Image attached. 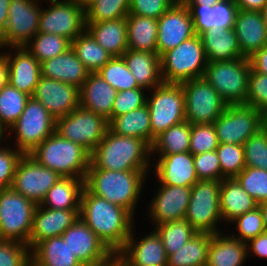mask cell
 I'll use <instances>...</instances> for the list:
<instances>
[{
	"instance_id": "61",
	"label": "cell",
	"mask_w": 267,
	"mask_h": 266,
	"mask_svg": "<svg viewBox=\"0 0 267 266\" xmlns=\"http://www.w3.org/2000/svg\"><path fill=\"white\" fill-rule=\"evenodd\" d=\"M11 0H0V37L4 34Z\"/></svg>"
},
{
	"instance_id": "38",
	"label": "cell",
	"mask_w": 267,
	"mask_h": 266,
	"mask_svg": "<svg viewBox=\"0 0 267 266\" xmlns=\"http://www.w3.org/2000/svg\"><path fill=\"white\" fill-rule=\"evenodd\" d=\"M31 254L45 266H83L73 255L67 241L62 236L52 237L39 242Z\"/></svg>"
},
{
	"instance_id": "7",
	"label": "cell",
	"mask_w": 267,
	"mask_h": 266,
	"mask_svg": "<svg viewBox=\"0 0 267 266\" xmlns=\"http://www.w3.org/2000/svg\"><path fill=\"white\" fill-rule=\"evenodd\" d=\"M37 205L12 187L0 189V240H13L29 246Z\"/></svg>"
},
{
	"instance_id": "35",
	"label": "cell",
	"mask_w": 267,
	"mask_h": 266,
	"mask_svg": "<svg viewBox=\"0 0 267 266\" xmlns=\"http://www.w3.org/2000/svg\"><path fill=\"white\" fill-rule=\"evenodd\" d=\"M126 22L128 49L157 52L158 21L156 19L128 14Z\"/></svg>"
},
{
	"instance_id": "32",
	"label": "cell",
	"mask_w": 267,
	"mask_h": 266,
	"mask_svg": "<svg viewBox=\"0 0 267 266\" xmlns=\"http://www.w3.org/2000/svg\"><path fill=\"white\" fill-rule=\"evenodd\" d=\"M86 31L113 57L128 50L126 18L86 23Z\"/></svg>"
},
{
	"instance_id": "34",
	"label": "cell",
	"mask_w": 267,
	"mask_h": 266,
	"mask_svg": "<svg viewBox=\"0 0 267 266\" xmlns=\"http://www.w3.org/2000/svg\"><path fill=\"white\" fill-rule=\"evenodd\" d=\"M84 179L61 177L49 190L40 206L48 209H80Z\"/></svg>"
},
{
	"instance_id": "48",
	"label": "cell",
	"mask_w": 267,
	"mask_h": 266,
	"mask_svg": "<svg viewBox=\"0 0 267 266\" xmlns=\"http://www.w3.org/2000/svg\"><path fill=\"white\" fill-rule=\"evenodd\" d=\"M245 166L267 170V132L261 128L244 144Z\"/></svg>"
},
{
	"instance_id": "24",
	"label": "cell",
	"mask_w": 267,
	"mask_h": 266,
	"mask_svg": "<svg viewBox=\"0 0 267 266\" xmlns=\"http://www.w3.org/2000/svg\"><path fill=\"white\" fill-rule=\"evenodd\" d=\"M80 209L55 210L37 205L29 247L32 250L39 242L61 236L78 218Z\"/></svg>"
},
{
	"instance_id": "57",
	"label": "cell",
	"mask_w": 267,
	"mask_h": 266,
	"mask_svg": "<svg viewBox=\"0 0 267 266\" xmlns=\"http://www.w3.org/2000/svg\"><path fill=\"white\" fill-rule=\"evenodd\" d=\"M247 252L248 257L255 255L258 258L267 259V231L247 242Z\"/></svg>"
},
{
	"instance_id": "26",
	"label": "cell",
	"mask_w": 267,
	"mask_h": 266,
	"mask_svg": "<svg viewBox=\"0 0 267 266\" xmlns=\"http://www.w3.org/2000/svg\"><path fill=\"white\" fill-rule=\"evenodd\" d=\"M186 7L190 11L196 35L200 36L212 28H234L238 10L235 0H221L213 6L203 4L186 5Z\"/></svg>"
},
{
	"instance_id": "21",
	"label": "cell",
	"mask_w": 267,
	"mask_h": 266,
	"mask_svg": "<svg viewBox=\"0 0 267 266\" xmlns=\"http://www.w3.org/2000/svg\"><path fill=\"white\" fill-rule=\"evenodd\" d=\"M31 97L39 101L55 119L66 116L80 106L78 87L43 76Z\"/></svg>"
},
{
	"instance_id": "5",
	"label": "cell",
	"mask_w": 267,
	"mask_h": 266,
	"mask_svg": "<svg viewBox=\"0 0 267 266\" xmlns=\"http://www.w3.org/2000/svg\"><path fill=\"white\" fill-rule=\"evenodd\" d=\"M251 66L248 58L207 62L204 79L227 105L245 104Z\"/></svg>"
},
{
	"instance_id": "30",
	"label": "cell",
	"mask_w": 267,
	"mask_h": 266,
	"mask_svg": "<svg viewBox=\"0 0 267 266\" xmlns=\"http://www.w3.org/2000/svg\"><path fill=\"white\" fill-rule=\"evenodd\" d=\"M122 57L140 87L148 91L163 83L161 61L157 52L128 49Z\"/></svg>"
},
{
	"instance_id": "47",
	"label": "cell",
	"mask_w": 267,
	"mask_h": 266,
	"mask_svg": "<svg viewBox=\"0 0 267 266\" xmlns=\"http://www.w3.org/2000/svg\"><path fill=\"white\" fill-rule=\"evenodd\" d=\"M235 178L258 205L267 201V170L245 167Z\"/></svg>"
},
{
	"instance_id": "64",
	"label": "cell",
	"mask_w": 267,
	"mask_h": 266,
	"mask_svg": "<svg viewBox=\"0 0 267 266\" xmlns=\"http://www.w3.org/2000/svg\"><path fill=\"white\" fill-rule=\"evenodd\" d=\"M23 266H45L41 261H39L36 257L30 254Z\"/></svg>"
},
{
	"instance_id": "54",
	"label": "cell",
	"mask_w": 267,
	"mask_h": 266,
	"mask_svg": "<svg viewBox=\"0 0 267 266\" xmlns=\"http://www.w3.org/2000/svg\"><path fill=\"white\" fill-rule=\"evenodd\" d=\"M31 249L27 244L0 240V266H23Z\"/></svg>"
},
{
	"instance_id": "45",
	"label": "cell",
	"mask_w": 267,
	"mask_h": 266,
	"mask_svg": "<svg viewBox=\"0 0 267 266\" xmlns=\"http://www.w3.org/2000/svg\"><path fill=\"white\" fill-rule=\"evenodd\" d=\"M130 0H95L85 8V23L126 18Z\"/></svg>"
},
{
	"instance_id": "29",
	"label": "cell",
	"mask_w": 267,
	"mask_h": 266,
	"mask_svg": "<svg viewBox=\"0 0 267 266\" xmlns=\"http://www.w3.org/2000/svg\"><path fill=\"white\" fill-rule=\"evenodd\" d=\"M207 256L206 266H243L249 259L247 243L223 232L212 234Z\"/></svg>"
},
{
	"instance_id": "62",
	"label": "cell",
	"mask_w": 267,
	"mask_h": 266,
	"mask_svg": "<svg viewBox=\"0 0 267 266\" xmlns=\"http://www.w3.org/2000/svg\"><path fill=\"white\" fill-rule=\"evenodd\" d=\"M221 0H186L185 5H207V6H213L220 2Z\"/></svg>"
},
{
	"instance_id": "68",
	"label": "cell",
	"mask_w": 267,
	"mask_h": 266,
	"mask_svg": "<svg viewBox=\"0 0 267 266\" xmlns=\"http://www.w3.org/2000/svg\"><path fill=\"white\" fill-rule=\"evenodd\" d=\"M262 128L267 132V109L262 112Z\"/></svg>"
},
{
	"instance_id": "16",
	"label": "cell",
	"mask_w": 267,
	"mask_h": 266,
	"mask_svg": "<svg viewBox=\"0 0 267 266\" xmlns=\"http://www.w3.org/2000/svg\"><path fill=\"white\" fill-rule=\"evenodd\" d=\"M57 172L41 166L29 154L19 160L12 188L36 205H40L48 190L61 178Z\"/></svg>"
},
{
	"instance_id": "46",
	"label": "cell",
	"mask_w": 267,
	"mask_h": 266,
	"mask_svg": "<svg viewBox=\"0 0 267 266\" xmlns=\"http://www.w3.org/2000/svg\"><path fill=\"white\" fill-rule=\"evenodd\" d=\"M216 153L221 167V181L236 177L246 167L243 145L219 143Z\"/></svg>"
},
{
	"instance_id": "14",
	"label": "cell",
	"mask_w": 267,
	"mask_h": 266,
	"mask_svg": "<svg viewBox=\"0 0 267 266\" xmlns=\"http://www.w3.org/2000/svg\"><path fill=\"white\" fill-rule=\"evenodd\" d=\"M213 125L219 143L243 145L262 128V112L245 104L227 105Z\"/></svg>"
},
{
	"instance_id": "71",
	"label": "cell",
	"mask_w": 267,
	"mask_h": 266,
	"mask_svg": "<svg viewBox=\"0 0 267 266\" xmlns=\"http://www.w3.org/2000/svg\"><path fill=\"white\" fill-rule=\"evenodd\" d=\"M115 266H125L121 261H119Z\"/></svg>"
},
{
	"instance_id": "6",
	"label": "cell",
	"mask_w": 267,
	"mask_h": 266,
	"mask_svg": "<svg viewBox=\"0 0 267 266\" xmlns=\"http://www.w3.org/2000/svg\"><path fill=\"white\" fill-rule=\"evenodd\" d=\"M161 74L164 83H182L201 78L207 66L203 43L199 35L180 43L161 57Z\"/></svg>"
},
{
	"instance_id": "70",
	"label": "cell",
	"mask_w": 267,
	"mask_h": 266,
	"mask_svg": "<svg viewBox=\"0 0 267 266\" xmlns=\"http://www.w3.org/2000/svg\"><path fill=\"white\" fill-rule=\"evenodd\" d=\"M175 3H185L186 0H173Z\"/></svg>"
},
{
	"instance_id": "17",
	"label": "cell",
	"mask_w": 267,
	"mask_h": 266,
	"mask_svg": "<svg viewBox=\"0 0 267 266\" xmlns=\"http://www.w3.org/2000/svg\"><path fill=\"white\" fill-rule=\"evenodd\" d=\"M157 21V53L160 57L196 35L190 11L184 3H174Z\"/></svg>"
},
{
	"instance_id": "28",
	"label": "cell",
	"mask_w": 267,
	"mask_h": 266,
	"mask_svg": "<svg viewBox=\"0 0 267 266\" xmlns=\"http://www.w3.org/2000/svg\"><path fill=\"white\" fill-rule=\"evenodd\" d=\"M41 64V76L81 88L90 73L70 48Z\"/></svg>"
},
{
	"instance_id": "63",
	"label": "cell",
	"mask_w": 267,
	"mask_h": 266,
	"mask_svg": "<svg viewBox=\"0 0 267 266\" xmlns=\"http://www.w3.org/2000/svg\"><path fill=\"white\" fill-rule=\"evenodd\" d=\"M8 129L0 122V146H3L5 141L12 140L10 139L11 136L9 137ZM3 141V142H2ZM3 143V145H2Z\"/></svg>"
},
{
	"instance_id": "67",
	"label": "cell",
	"mask_w": 267,
	"mask_h": 266,
	"mask_svg": "<svg viewBox=\"0 0 267 266\" xmlns=\"http://www.w3.org/2000/svg\"><path fill=\"white\" fill-rule=\"evenodd\" d=\"M80 7L87 8L95 0H74Z\"/></svg>"
},
{
	"instance_id": "15",
	"label": "cell",
	"mask_w": 267,
	"mask_h": 266,
	"mask_svg": "<svg viewBox=\"0 0 267 266\" xmlns=\"http://www.w3.org/2000/svg\"><path fill=\"white\" fill-rule=\"evenodd\" d=\"M49 1V2H48ZM38 32L63 36L71 42L86 30L85 9L74 0H43Z\"/></svg>"
},
{
	"instance_id": "18",
	"label": "cell",
	"mask_w": 267,
	"mask_h": 266,
	"mask_svg": "<svg viewBox=\"0 0 267 266\" xmlns=\"http://www.w3.org/2000/svg\"><path fill=\"white\" fill-rule=\"evenodd\" d=\"M151 203L148 204V219L152 226L185 219L191 198V187L158 184Z\"/></svg>"
},
{
	"instance_id": "55",
	"label": "cell",
	"mask_w": 267,
	"mask_h": 266,
	"mask_svg": "<svg viewBox=\"0 0 267 266\" xmlns=\"http://www.w3.org/2000/svg\"><path fill=\"white\" fill-rule=\"evenodd\" d=\"M194 166L198 180L221 181V167L216 151L194 155Z\"/></svg>"
},
{
	"instance_id": "51",
	"label": "cell",
	"mask_w": 267,
	"mask_h": 266,
	"mask_svg": "<svg viewBox=\"0 0 267 266\" xmlns=\"http://www.w3.org/2000/svg\"><path fill=\"white\" fill-rule=\"evenodd\" d=\"M147 89L140 87L117 92L112 108V119L146 105Z\"/></svg>"
},
{
	"instance_id": "41",
	"label": "cell",
	"mask_w": 267,
	"mask_h": 266,
	"mask_svg": "<svg viewBox=\"0 0 267 266\" xmlns=\"http://www.w3.org/2000/svg\"><path fill=\"white\" fill-rule=\"evenodd\" d=\"M40 63L71 48V41L63 36L38 32L24 46Z\"/></svg>"
},
{
	"instance_id": "9",
	"label": "cell",
	"mask_w": 267,
	"mask_h": 266,
	"mask_svg": "<svg viewBox=\"0 0 267 266\" xmlns=\"http://www.w3.org/2000/svg\"><path fill=\"white\" fill-rule=\"evenodd\" d=\"M56 119L37 100L30 97L18 120L8 129L14 135V146L29 154L55 132Z\"/></svg>"
},
{
	"instance_id": "53",
	"label": "cell",
	"mask_w": 267,
	"mask_h": 266,
	"mask_svg": "<svg viewBox=\"0 0 267 266\" xmlns=\"http://www.w3.org/2000/svg\"><path fill=\"white\" fill-rule=\"evenodd\" d=\"M23 155L10 145L0 146V189L12 186L17 164Z\"/></svg>"
},
{
	"instance_id": "19",
	"label": "cell",
	"mask_w": 267,
	"mask_h": 266,
	"mask_svg": "<svg viewBox=\"0 0 267 266\" xmlns=\"http://www.w3.org/2000/svg\"><path fill=\"white\" fill-rule=\"evenodd\" d=\"M61 236L83 266L101 264L114 255L80 217Z\"/></svg>"
},
{
	"instance_id": "50",
	"label": "cell",
	"mask_w": 267,
	"mask_h": 266,
	"mask_svg": "<svg viewBox=\"0 0 267 266\" xmlns=\"http://www.w3.org/2000/svg\"><path fill=\"white\" fill-rule=\"evenodd\" d=\"M218 137L213 124H191L190 149L193 155L216 151Z\"/></svg>"
},
{
	"instance_id": "52",
	"label": "cell",
	"mask_w": 267,
	"mask_h": 266,
	"mask_svg": "<svg viewBox=\"0 0 267 266\" xmlns=\"http://www.w3.org/2000/svg\"><path fill=\"white\" fill-rule=\"evenodd\" d=\"M245 105L261 112L267 109V74L250 70Z\"/></svg>"
},
{
	"instance_id": "10",
	"label": "cell",
	"mask_w": 267,
	"mask_h": 266,
	"mask_svg": "<svg viewBox=\"0 0 267 266\" xmlns=\"http://www.w3.org/2000/svg\"><path fill=\"white\" fill-rule=\"evenodd\" d=\"M220 185L217 180H198L191 187V198L185 219L197 232L220 233Z\"/></svg>"
},
{
	"instance_id": "59",
	"label": "cell",
	"mask_w": 267,
	"mask_h": 266,
	"mask_svg": "<svg viewBox=\"0 0 267 266\" xmlns=\"http://www.w3.org/2000/svg\"><path fill=\"white\" fill-rule=\"evenodd\" d=\"M235 2L238 9L261 12L267 0H235Z\"/></svg>"
},
{
	"instance_id": "56",
	"label": "cell",
	"mask_w": 267,
	"mask_h": 266,
	"mask_svg": "<svg viewBox=\"0 0 267 266\" xmlns=\"http://www.w3.org/2000/svg\"><path fill=\"white\" fill-rule=\"evenodd\" d=\"M175 2L173 0H130L129 14L159 19Z\"/></svg>"
},
{
	"instance_id": "33",
	"label": "cell",
	"mask_w": 267,
	"mask_h": 266,
	"mask_svg": "<svg viewBox=\"0 0 267 266\" xmlns=\"http://www.w3.org/2000/svg\"><path fill=\"white\" fill-rule=\"evenodd\" d=\"M207 62L242 58L234 28H212L200 35Z\"/></svg>"
},
{
	"instance_id": "66",
	"label": "cell",
	"mask_w": 267,
	"mask_h": 266,
	"mask_svg": "<svg viewBox=\"0 0 267 266\" xmlns=\"http://www.w3.org/2000/svg\"><path fill=\"white\" fill-rule=\"evenodd\" d=\"M119 257L117 254H114L110 259L107 261L98 264V265H93V266H115L119 262Z\"/></svg>"
},
{
	"instance_id": "13",
	"label": "cell",
	"mask_w": 267,
	"mask_h": 266,
	"mask_svg": "<svg viewBox=\"0 0 267 266\" xmlns=\"http://www.w3.org/2000/svg\"><path fill=\"white\" fill-rule=\"evenodd\" d=\"M39 0H11L4 34L0 37V50L24 47L39 29L42 11Z\"/></svg>"
},
{
	"instance_id": "40",
	"label": "cell",
	"mask_w": 267,
	"mask_h": 266,
	"mask_svg": "<svg viewBox=\"0 0 267 266\" xmlns=\"http://www.w3.org/2000/svg\"><path fill=\"white\" fill-rule=\"evenodd\" d=\"M191 124L186 120L171 126L155 137L151 154H177L190 149Z\"/></svg>"
},
{
	"instance_id": "27",
	"label": "cell",
	"mask_w": 267,
	"mask_h": 266,
	"mask_svg": "<svg viewBox=\"0 0 267 266\" xmlns=\"http://www.w3.org/2000/svg\"><path fill=\"white\" fill-rule=\"evenodd\" d=\"M117 91L98 73H89L80 88V107L112 120V108Z\"/></svg>"
},
{
	"instance_id": "2",
	"label": "cell",
	"mask_w": 267,
	"mask_h": 266,
	"mask_svg": "<svg viewBox=\"0 0 267 266\" xmlns=\"http://www.w3.org/2000/svg\"><path fill=\"white\" fill-rule=\"evenodd\" d=\"M151 146L142 138L122 136L107 129L90 154L88 169L146 171L152 169Z\"/></svg>"
},
{
	"instance_id": "11",
	"label": "cell",
	"mask_w": 267,
	"mask_h": 266,
	"mask_svg": "<svg viewBox=\"0 0 267 266\" xmlns=\"http://www.w3.org/2000/svg\"><path fill=\"white\" fill-rule=\"evenodd\" d=\"M108 128V120L103 116L79 106L66 116L56 119L55 131L63 138L81 145L91 154Z\"/></svg>"
},
{
	"instance_id": "69",
	"label": "cell",
	"mask_w": 267,
	"mask_h": 266,
	"mask_svg": "<svg viewBox=\"0 0 267 266\" xmlns=\"http://www.w3.org/2000/svg\"><path fill=\"white\" fill-rule=\"evenodd\" d=\"M262 16L264 18V22L267 25V2L265 4V6L263 7V9L261 10Z\"/></svg>"
},
{
	"instance_id": "49",
	"label": "cell",
	"mask_w": 267,
	"mask_h": 266,
	"mask_svg": "<svg viewBox=\"0 0 267 266\" xmlns=\"http://www.w3.org/2000/svg\"><path fill=\"white\" fill-rule=\"evenodd\" d=\"M236 225V230L238 233H232V237L242 241L248 242L250 239L258 236L265 232V227L262 219V214L259 207L254 210L244 213L236 217L230 224Z\"/></svg>"
},
{
	"instance_id": "4",
	"label": "cell",
	"mask_w": 267,
	"mask_h": 266,
	"mask_svg": "<svg viewBox=\"0 0 267 266\" xmlns=\"http://www.w3.org/2000/svg\"><path fill=\"white\" fill-rule=\"evenodd\" d=\"M29 155L41 166L50 168L62 177L85 179L90 166V153L81 145L63 138L56 131Z\"/></svg>"
},
{
	"instance_id": "23",
	"label": "cell",
	"mask_w": 267,
	"mask_h": 266,
	"mask_svg": "<svg viewBox=\"0 0 267 266\" xmlns=\"http://www.w3.org/2000/svg\"><path fill=\"white\" fill-rule=\"evenodd\" d=\"M6 49H3L5 50L3 53L6 55L9 66L8 83L32 96L41 77L40 62L25 47Z\"/></svg>"
},
{
	"instance_id": "42",
	"label": "cell",
	"mask_w": 267,
	"mask_h": 266,
	"mask_svg": "<svg viewBox=\"0 0 267 266\" xmlns=\"http://www.w3.org/2000/svg\"><path fill=\"white\" fill-rule=\"evenodd\" d=\"M154 230L160 236L167 256L198 233L186 219L158 224Z\"/></svg>"
},
{
	"instance_id": "22",
	"label": "cell",
	"mask_w": 267,
	"mask_h": 266,
	"mask_svg": "<svg viewBox=\"0 0 267 266\" xmlns=\"http://www.w3.org/2000/svg\"><path fill=\"white\" fill-rule=\"evenodd\" d=\"M152 156L154 157L152 158ZM155 157V164L152 163L153 170L151 171L156 176L157 183L192 187L198 182L194 155L189 151L177 154H151L152 160Z\"/></svg>"
},
{
	"instance_id": "60",
	"label": "cell",
	"mask_w": 267,
	"mask_h": 266,
	"mask_svg": "<svg viewBox=\"0 0 267 266\" xmlns=\"http://www.w3.org/2000/svg\"><path fill=\"white\" fill-rule=\"evenodd\" d=\"M9 66L6 55L0 52V89L8 83Z\"/></svg>"
},
{
	"instance_id": "31",
	"label": "cell",
	"mask_w": 267,
	"mask_h": 266,
	"mask_svg": "<svg viewBox=\"0 0 267 266\" xmlns=\"http://www.w3.org/2000/svg\"><path fill=\"white\" fill-rule=\"evenodd\" d=\"M222 222L228 224L236 217L258 207L256 201L242 188L236 178H224L220 185Z\"/></svg>"
},
{
	"instance_id": "12",
	"label": "cell",
	"mask_w": 267,
	"mask_h": 266,
	"mask_svg": "<svg viewBox=\"0 0 267 266\" xmlns=\"http://www.w3.org/2000/svg\"><path fill=\"white\" fill-rule=\"evenodd\" d=\"M185 97V120L190 124H213L227 104L204 77L181 83Z\"/></svg>"
},
{
	"instance_id": "37",
	"label": "cell",
	"mask_w": 267,
	"mask_h": 266,
	"mask_svg": "<svg viewBox=\"0 0 267 266\" xmlns=\"http://www.w3.org/2000/svg\"><path fill=\"white\" fill-rule=\"evenodd\" d=\"M212 233L198 232L168 256L167 266H206Z\"/></svg>"
},
{
	"instance_id": "44",
	"label": "cell",
	"mask_w": 267,
	"mask_h": 266,
	"mask_svg": "<svg viewBox=\"0 0 267 266\" xmlns=\"http://www.w3.org/2000/svg\"><path fill=\"white\" fill-rule=\"evenodd\" d=\"M97 73L117 92L140 88L122 56L112 57Z\"/></svg>"
},
{
	"instance_id": "3",
	"label": "cell",
	"mask_w": 267,
	"mask_h": 266,
	"mask_svg": "<svg viewBox=\"0 0 267 266\" xmlns=\"http://www.w3.org/2000/svg\"><path fill=\"white\" fill-rule=\"evenodd\" d=\"M147 176L150 175L146 171L88 169L84 187L95 196L127 209L135 217Z\"/></svg>"
},
{
	"instance_id": "1",
	"label": "cell",
	"mask_w": 267,
	"mask_h": 266,
	"mask_svg": "<svg viewBox=\"0 0 267 266\" xmlns=\"http://www.w3.org/2000/svg\"><path fill=\"white\" fill-rule=\"evenodd\" d=\"M79 217L113 254L124 247L135 224L127 209L95 196L85 187Z\"/></svg>"
},
{
	"instance_id": "43",
	"label": "cell",
	"mask_w": 267,
	"mask_h": 266,
	"mask_svg": "<svg viewBox=\"0 0 267 266\" xmlns=\"http://www.w3.org/2000/svg\"><path fill=\"white\" fill-rule=\"evenodd\" d=\"M30 97L9 83L0 89V122L7 129L18 120Z\"/></svg>"
},
{
	"instance_id": "20",
	"label": "cell",
	"mask_w": 267,
	"mask_h": 266,
	"mask_svg": "<svg viewBox=\"0 0 267 266\" xmlns=\"http://www.w3.org/2000/svg\"><path fill=\"white\" fill-rule=\"evenodd\" d=\"M134 229L135 226L124 247L117 253L119 260L125 266H167L168 256L157 232L151 230L143 237L141 234L136 237Z\"/></svg>"
},
{
	"instance_id": "36",
	"label": "cell",
	"mask_w": 267,
	"mask_h": 266,
	"mask_svg": "<svg viewBox=\"0 0 267 266\" xmlns=\"http://www.w3.org/2000/svg\"><path fill=\"white\" fill-rule=\"evenodd\" d=\"M108 126L112 132L118 135L142 138L150 146L152 144L150 112L147 105L114 117Z\"/></svg>"
},
{
	"instance_id": "65",
	"label": "cell",
	"mask_w": 267,
	"mask_h": 266,
	"mask_svg": "<svg viewBox=\"0 0 267 266\" xmlns=\"http://www.w3.org/2000/svg\"><path fill=\"white\" fill-rule=\"evenodd\" d=\"M258 207L262 214L265 231H267V201L259 204Z\"/></svg>"
},
{
	"instance_id": "8",
	"label": "cell",
	"mask_w": 267,
	"mask_h": 266,
	"mask_svg": "<svg viewBox=\"0 0 267 266\" xmlns=\"http://www.w3.org/2000/svg\"><path fill=\"white\" fill-rule=\"evenodd\" d=\"M151 92V93H150ZM152 143L156 136L185 121V97L181 83H162L147 92Z\"/></svg>"
},
{
	"instance_id": "58",
	"label": "cell",
	"mask_w": 267,
	"mask_h": 266,
	"mask_svg": "<svg viewBox=\"0 0 267 266\" xmlns=\"http://www.w3.org/2000/svg\"><path fill=\"white\" fill-rule=\"evenodd\" d=\"M248 59L252 70L261 74H267V45L259 49Z\"/></svg>"
},
{
	"instance_id": "39",
	"label": "cell",
	"mask_w": 267,
	"mask_h": 266,
	"mask_svg": "<svg viewBox=\"0 0 267 266\" xmlns=\"http://www.w3.org/2000/svg\"><path fill=\"white\" fill-rule=\"evenodd\" d=\"M71 49L90 73L99 71L113 57L86 30L71 42Z\"/></svg>"
},
{
	"instance_id": "25",
	"label": "cell",
	"mask_w": 267,
	"mask_h": 266,
	"mask_svg": "<svg viewBox=\"0 0 267 266\" xmlns=\"http://www.w3.org/2000/svg\"><path fill=\"white\" fill-rule=\"evenodd\" d=\"M241 55L250 58L255 52L267 45V25L259 11L238 9L234 22Z\"/></svg>"
}]
</instances>
